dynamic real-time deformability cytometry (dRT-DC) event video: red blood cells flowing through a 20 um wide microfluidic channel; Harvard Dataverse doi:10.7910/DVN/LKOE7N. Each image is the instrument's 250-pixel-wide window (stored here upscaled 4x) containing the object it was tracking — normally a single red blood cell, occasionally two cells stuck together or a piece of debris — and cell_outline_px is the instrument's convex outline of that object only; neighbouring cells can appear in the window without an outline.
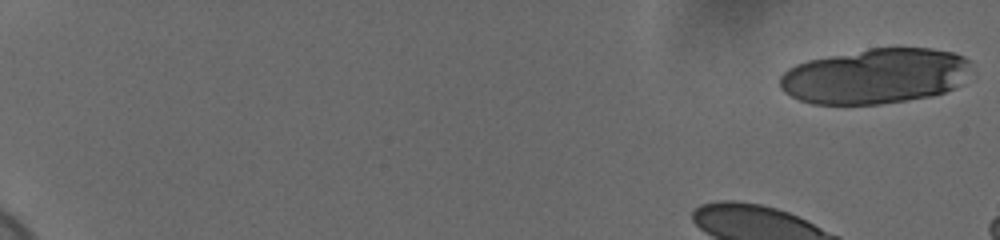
{"species": "human", "species_latin": "Homo sapiens", "temperature_condition": "cold", "stored_images_in_passage": 54, "camera_frame_rate_fps": 3000, "um_per_image_px": 0.085, "donor": {"sex": "female"}, "frame": {"image": 1, "passage_image": 1, "time_ms": 0.0, "image_size_px": [1000, 240], "cell_outline_px": [[968, 60], [960, 84], [944, 92], [932, 96], [880, 104], [812, 104], [800, 100], [784, 92], [780, 88], [780, 76], [788, 68], [796, 64], [808, 60], [868, 48], [932, 48], [952, 52], [964, 56]], "centroid_in_image_um": [74.32, 6.47], "position_along_channel_um": 10.7, "area_um2": 61.15}}
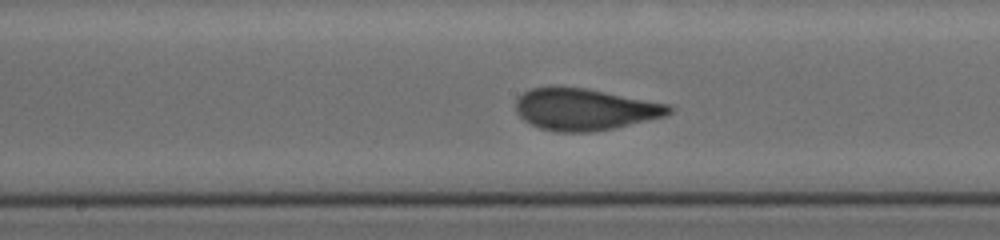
{"frame": {"image": 2, "passage_image": 29, "time_ms": 9.333, "image_size_px": [1000, 240], "cell_outline_px": [[676, 108], [672, 112], [664, 116], [616, 128], [592, 132], [556, 132], [540, 128], [524, 120], [516, 112], [516, 100], [524, 92], [532, 88], [588, 88], [668, 104]], "centroid_in_image_um": [49.74, 9.31], "position_along_channel_um": 198.5, "area_um2": 37.05}}
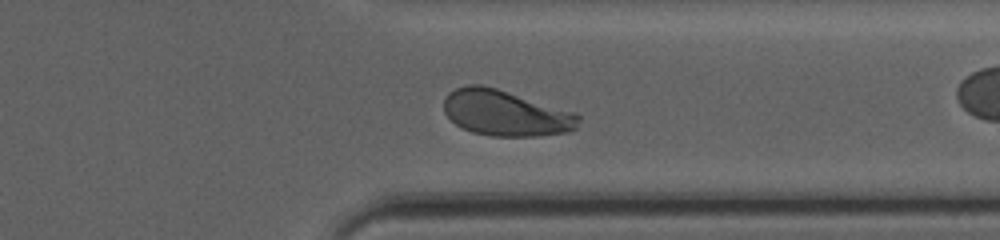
{"frame": {"image": 3, "passage_image": 43, "time_ms": 14.0, "image_size_px": [1000, 240], "cell_outline_px": [[580, 120], [576, 128], [568, 132], [536, 136], [492, 136], [472, 132], [456, 124], [444, 112], [444, 100], [448, 92], [456, 88], [468, 84], [480, 84], [496, 88], [576, 112], [580, 116]], "centroid_in_image_um": [42.99, 9.6], "position_along_channel_um": 368.4, "area_um2": 35.95}, "authors_computed_cell_mechanics": {"area_um2": 36.5585, "velocity_mm_per_s": 3.6518, "shape_relaxation_time_tau1_ms": 5.5096, "shape_relaxation_time_tau2_ms": null, "deformation_change_tau1": 0.1777, "deformation_change_tau2": null}}